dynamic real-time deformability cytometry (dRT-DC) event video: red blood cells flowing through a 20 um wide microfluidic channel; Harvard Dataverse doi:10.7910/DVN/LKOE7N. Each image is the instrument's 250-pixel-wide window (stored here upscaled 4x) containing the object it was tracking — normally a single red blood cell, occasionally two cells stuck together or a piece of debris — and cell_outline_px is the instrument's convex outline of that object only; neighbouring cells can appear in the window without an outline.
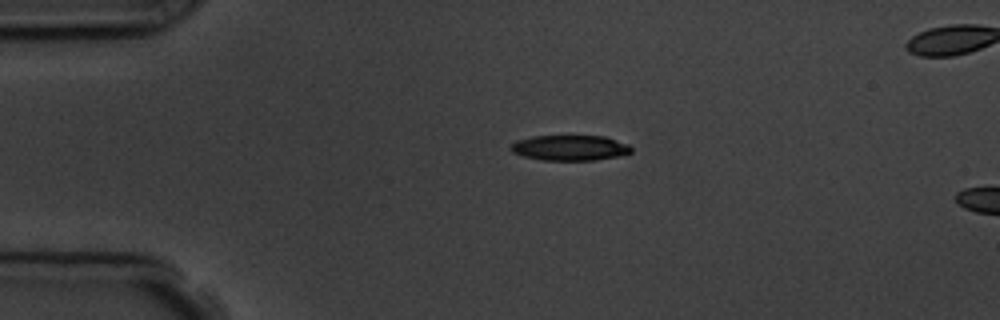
{"species": "common noctule bat (a hibernating species)", "species_latin": "Nyctalus noctula", "temperature_condition": "room temperature", "stored_images_in_passage": 4, "camera_frame_rate_fps": 3000, "um_per_image_px": 0.085, "animal": {"sex": "male", "body_mass_g": 19.5, "forearm_length_mm": 54.6}, "frame": {"image": 1, "passage_image": 3, "time_ms": 2.333, "image_size_px": [1000, 320], "cell_outline_px": [[632, 152], [620, 156], [596, 160], [544, 160], [524, 156], [512, 152], [508, 148], [516, 140], [532, 136], [604, 136], [628, 144], [632, 148]], "centroid_in_image_um": [48.44, 12.56], "position_along_channel_um": 36.6, "area_um2": 17.86}}